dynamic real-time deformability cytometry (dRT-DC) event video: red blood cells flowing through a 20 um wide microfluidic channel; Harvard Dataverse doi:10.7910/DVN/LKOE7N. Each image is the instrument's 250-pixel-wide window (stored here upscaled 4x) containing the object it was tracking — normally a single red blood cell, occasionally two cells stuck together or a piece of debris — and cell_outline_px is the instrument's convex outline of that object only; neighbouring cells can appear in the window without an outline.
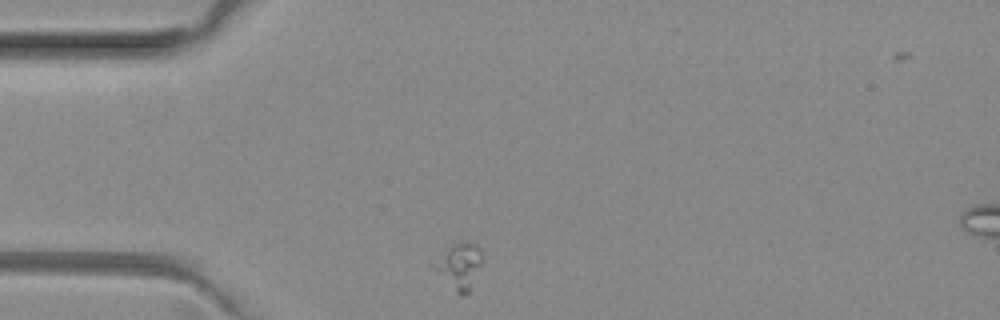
{"species": "common noctule bat (a hibernating species)", "species_latin": "Nyctalus noctula", "temperature_condition": "room temperature", "stored_images_in_passage": 7, "camera_frame_rate_fps": 3000, "um_per_image_px": 0.085, "animal": {"sex": "female", "body_mass_g": 29.2, "forearm_length_mm": 56.3}, "frame": {"image": 1, "passage_image": 1, "time_ms": 0.0, "image_size_px": [1000, 320], "cell_outline_px": [[484, 256], [468, 292], [464, 296], [460, 296], [456, 292], [436, 268], [448, 248], [452, 244], [460, 240], [476, 244], [480, 248]], "centroid_in_image_um": [39.18, 22.57], "position_along_channel_um": 45.8, "area_um2": 11.85}}
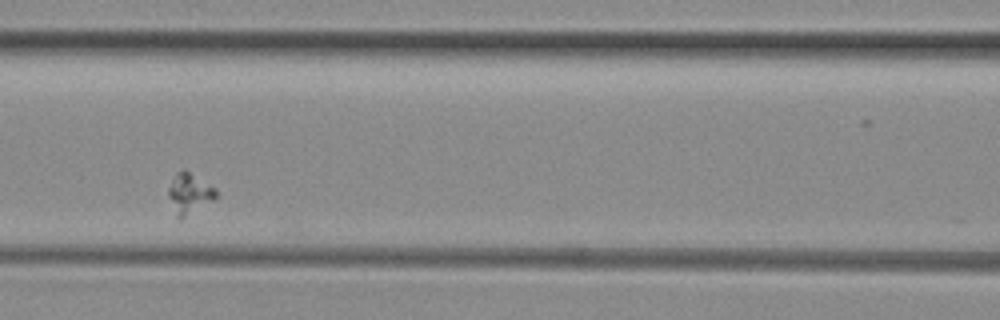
{"frame": {"image": 2, "passage_image": 4, "time_ms": 1.0, "image_size_px": [1000, 320], "cell_outline_px": [[216, 200], [180, 220], [176, 216], [168, 196], [168, 188], [176, 172], [184, 168], [216, 188]], "centroid_in_image_um": [16.11, 16.45], "position_along_channel_um": 150.5, "area_um2": 11.44}}
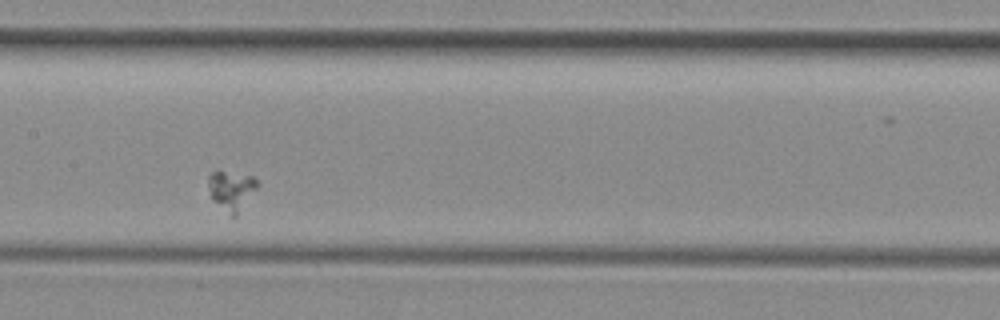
{"frame": {"image": 3, "passage_image": 5, "time_ms": 1.333, "image_size_px": [1000, 320], "cell_outline_px": [[260, 184], [236, 216], [232, 216], [212, 200], [208, 188], [208, 176], [216, 168], [252, 176]], "centroid_in_image_um": [19.64, 16.12], "position_along_channel_um": 187.8, "area_um2": 11.5}}